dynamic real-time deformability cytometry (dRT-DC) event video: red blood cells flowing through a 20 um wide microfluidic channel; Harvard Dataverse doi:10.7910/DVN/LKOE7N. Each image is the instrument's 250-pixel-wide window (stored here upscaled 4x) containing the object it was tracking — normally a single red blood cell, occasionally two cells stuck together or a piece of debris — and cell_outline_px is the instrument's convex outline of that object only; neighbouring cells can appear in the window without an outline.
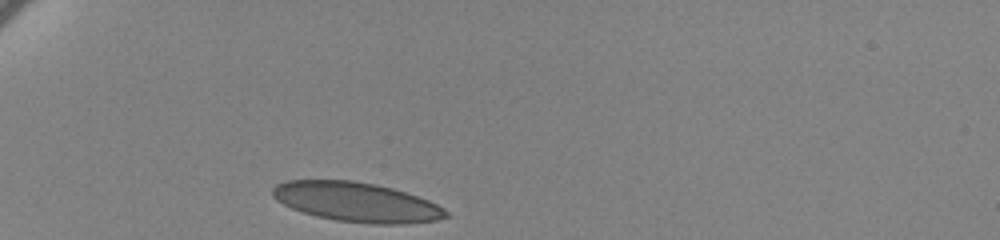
{"species": "human", "species_latin": "Homo sapiens", "temperature_condition": "cold", "stored_images_in_passage": 34, "camera_frame_rate_fps": 3000, "um_per_image_px": 0.085, "donor": {"sex": "female"}, "frame": {"image": 1, "passage_image": 1, "time_ms": 0.0, "image_size_px": [1000, 240], "cell_outline_px": [[448, 216], [436, 220], [404, 224], [372, 224], [336, 220], [316, 216], [292, 208], [276, 200], [272, 196], [272, 188], [276, 184], [288, 180], [352, 180], [376, 184], [392, 188], [428, 200], [444, 208], [448, 212]], "centroid_in_image_um": [30.29, 17.17], "position_along_channel_um": 54.7, "area_um2": 39.77}}
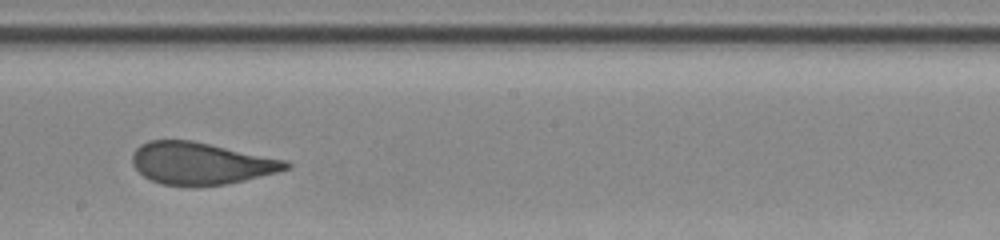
{"frame": {"image": 2, "passage_image": 19, "time_ms": 6.0, "image_size_px": [1000, 240], "cell_outline_px": [[292, 164], [288, 168], [276, 172], [244, 180], [224, 184], [196, 188], [188, 188], [160, 184], [144, 176], [132, 164], [132, 156], [136, 148], [140, 144], [148, 140], [192, 140], [288, 160]], "centroid_in_image_um": [17.05, 13.9], "position_along_channel_um": 231.1, "area_um2": 38.15}}
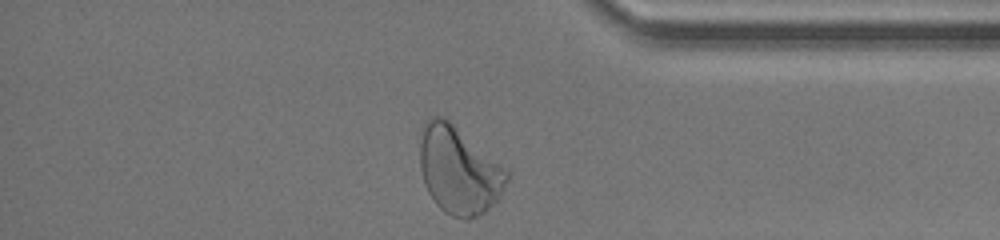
{"frame": {"image": 3, "passage_image": 34, "time_ms": 11.0, "image_size_px": [1000, 240], "cell_outline_px": [[512, 172], [500, 196], [484, 212], [468, 220], [464, 220], [452, 216], [444, 212], [436, 204], [428, 192], [424, 184], [420, 164], [420, 128], [424, 120], [432, 116], [444, 116], [508, 168]], "centroid_in_image_um": [39.01, 14.44], "position_along_channel_um": 396.2, "area_um2": 45.03}, "authors_computed_cell_mechanics": {"area_um2": 39.015, "velocity_mm_per_s": 3.4303, "shape_relaxation_time_tau1_ms": 5.2216, "shape_relaxation_time_tau2_ms": null, "deformation_change_tau1": 0.1671, "deformation_change_tau2": null}}